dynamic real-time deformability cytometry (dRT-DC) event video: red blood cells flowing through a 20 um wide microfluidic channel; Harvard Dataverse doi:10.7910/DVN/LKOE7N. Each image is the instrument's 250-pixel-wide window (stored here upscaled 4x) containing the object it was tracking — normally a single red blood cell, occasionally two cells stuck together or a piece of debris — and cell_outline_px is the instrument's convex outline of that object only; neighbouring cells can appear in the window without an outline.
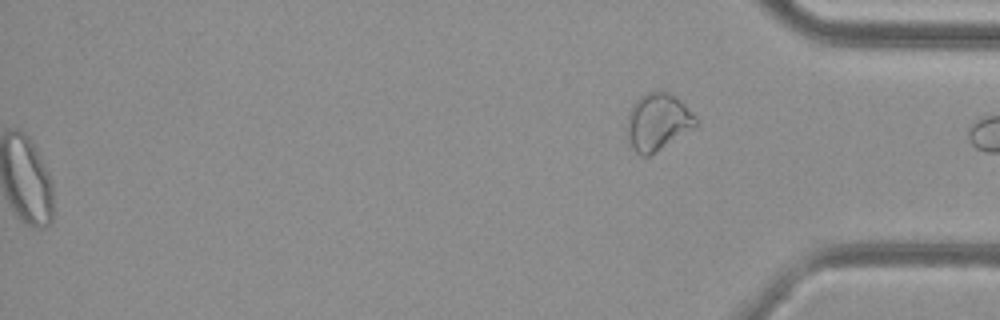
{"species": "common noctule bat (a hibernating species)", "species_latin": "Nyctalus noctula", "temperature_condition": "cold", "stored_images_in_passage": 44, "segment_of_instrument_passage": [2, 2], "camera_frame_rate_fps": 3000, "um_per_image_px": 0.085, "animal": {"sex": "female", "body_mass_g": 29.2, "forearm_length_mm": 56.3}, "frame": {"image": 1, "passage_image": 44, "time_ms": 14.333, "image_size_px": [1000, 320], "cell_outline_px": [[700, 124], [696, 128], [648, 156], [640, 156], [628, 144], [628, 112], [632, 104], [640, 96], [656, 88], [668, 92], [680, 100], [700, 120]], "centroid_in_image_um": [55.94, 10.34], "position_along_channel_um": 379.3, "area_um2": 23.35}}